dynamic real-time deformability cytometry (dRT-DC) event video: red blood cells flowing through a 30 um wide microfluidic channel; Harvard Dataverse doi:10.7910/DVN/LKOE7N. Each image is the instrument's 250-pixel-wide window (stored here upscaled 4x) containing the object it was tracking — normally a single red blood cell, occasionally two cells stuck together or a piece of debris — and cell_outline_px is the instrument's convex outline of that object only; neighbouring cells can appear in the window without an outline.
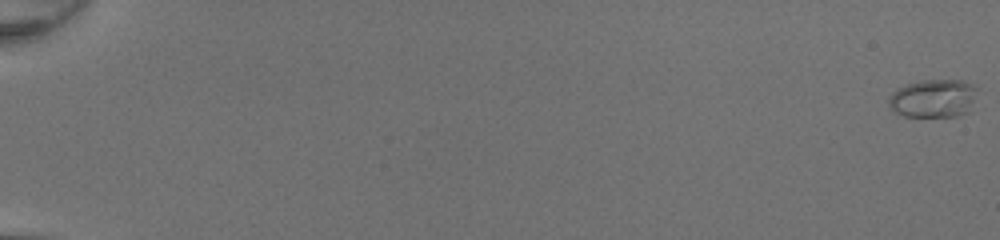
{"species": "common noctule bat (a hibernating species)", "species_latin": "Nyctalus noctula", "temperature_condition": "room temperature", "stored_images_in_passage": 53, "camera_frame_rate_fps": 3000, "um_per_image_px": 0.085, "animal": {"sex": "female", "body_mass_g": 20.0, "forearm_length_mm": 54.0}, "frame": {"image": 1, "passage_image": 1, "time_ms": 0.0, "image_size_px": [1000, 240], "cell_outline_px": [[976, 88], [968, 112], [956, 116], [904, 116], [896, 112], [888, 104], [888, 96], [896, 88], [908, 84], [924, 80], [960, 80], [972, 84]], "centroid_in_image_um": [79.28, 8.36], "position_along_channel_um": 5.7, "area_um2": 19.42}}
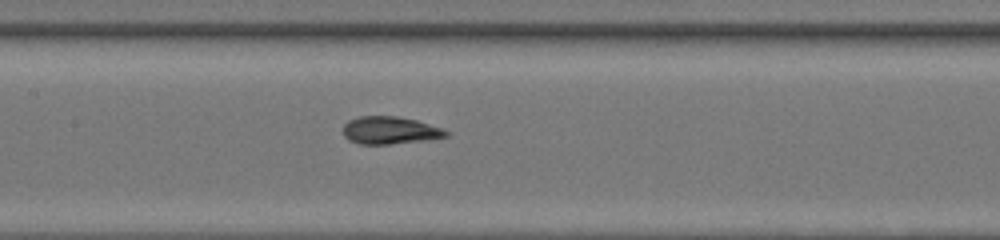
{"frame": {"image": 2, "passage_image": 29, "time_ms": 9.333, "image_size_px": [1000, 240], "cell_outline_px": [[448, 136], [428, 140], [388, 144], [360, 144], [348, 140], [344, 136], [344, 124], [348, 120], [360, 116], [396, 116], [416, 120], [440, 128], [448, 132]], "centroid_in_image_um": [33.11, 11.08], "position_along_channel_um": 174.3, "area_um2": 16.42}}
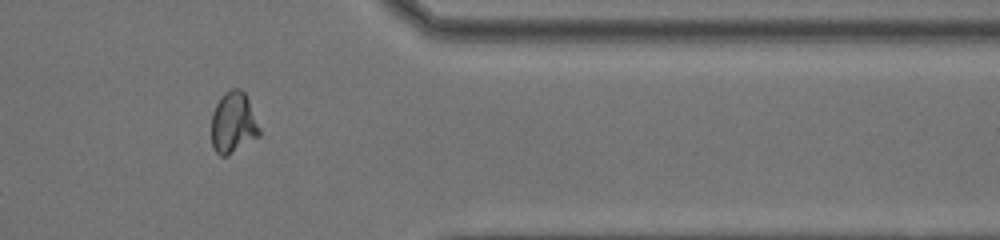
{"frame": {"image": 3, "passage_image": 45, "time_ms": 14.667, "image_size_px": [1000, 240], "cell_outline_px": [[260, 136], [228, 156], [220, 156], [216, 152], [212, 144], [212, 112], [220, 96], [224, 92], [232, 88], [240, 88], [244, 92], [248, 100], [260, 128]], "centroid_in_image_um": [19.82, 10.44], "position_along_channel_um": 391.6, "area_um2": 17.22}, "authors_computed_cell_mechanics": {"area_um2": 17.051, "velocity_mm_per_s": 4.2584, "shape_relaxation_time_tau1_ms": 7.6937, "shape_relaxation_time_tau2_ms": 0.7719, "deformation_change_tau1": 0.3068, "deformation_change_tau2": 0.0514}}